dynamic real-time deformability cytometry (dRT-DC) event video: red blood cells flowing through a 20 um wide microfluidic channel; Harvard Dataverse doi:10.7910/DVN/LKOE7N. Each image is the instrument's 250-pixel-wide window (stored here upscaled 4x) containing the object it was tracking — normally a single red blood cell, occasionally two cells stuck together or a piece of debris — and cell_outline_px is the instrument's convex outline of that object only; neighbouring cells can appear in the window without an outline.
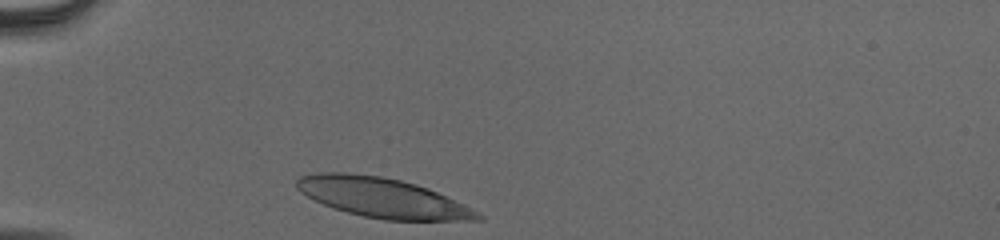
{"species": "human", "species_latin": "Homo sapiens", "temperature_condition": "cold", "stored_images_in_passage": 30, "camera_frame_rate_fps": 3000, "um_per_image_px": 0.085, "donor": {"sex": "male"}, "frame": {"image": 1, "passage_image": 1, "time_ms": 0.0, "image_size_px": [1000, 240], "cell_outline_px": [[484, 220], [384, 220], [364, 216], [348, 212], [324, 204], [300, 192], [296, 188], [296, 180], [300, 176], [320, 172], [348, 172], [380, 176], [400, 180], [416, 184], [428, 188], [484, 216]], "centroid_in_image_um": [32.45, 16.79], "position_along_channel_um": 52.6, "area_um2": 41.15}}
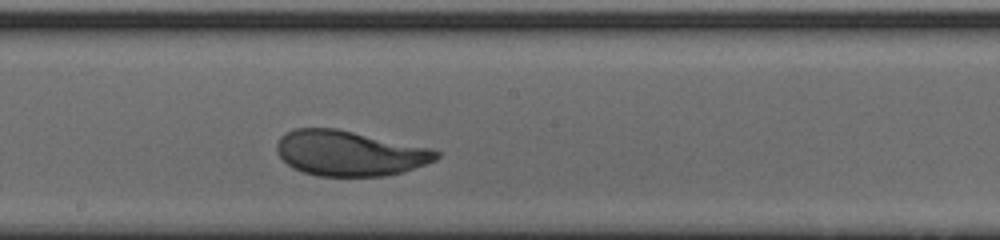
{"frame": {"image": 2, "passage_image": 16, "time_ms": 5.0, "image_size_px": [1000, 240], "cell_outline_px": [[440, 156], [436, 160], [400, 172], [384, 176], [320, 176], [304, 172], [292, 168], [276, 152], [276, 144], [280, 136], [292, 128], [336, 128], [432, 148], [440, 152]], "centroid_in_image_um": [29.68, 13.01], "position_along_channel_um": 218.5, "area_um2": 42.02}}
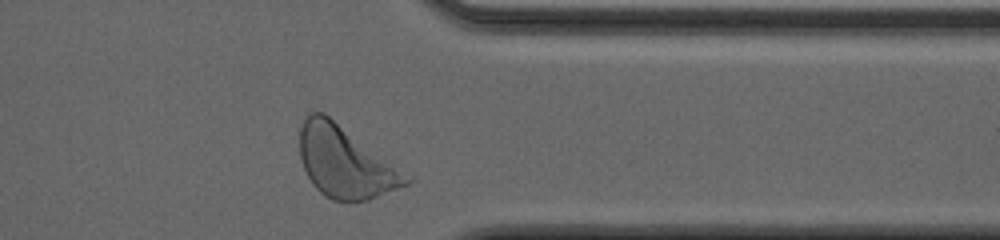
{"frame": {"image": 3, "passage_image": 29, "time_ms": 9.333, "image_size_px": [1000, 240], "cell_outline_px": [[412, 180], [408, 184], [368, 200], [332, 200], [320, 192], [312, 184], [300, 160], [300, 128], [304, 120], [312, 112], [324, 112], [412, 176]], "centroid_in_image_um": [29.36, 13.77], "position_along_channel_um": 382.0, "area_um2": 43.99}, "authors_computed_cell_mechanics": {"area_um2": 42.0784, "velocity_mm_per_s": 3.834, "shape_relaxation_time_tau1_ms": 2.3377, "shape_relaxation_time_tau2_ms": null, "deformation_change_tau1": 0.1565, "deformation_change_tau2": null}}